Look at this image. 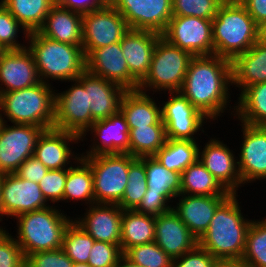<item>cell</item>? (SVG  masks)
Returning a JSON list of instances; mask_svg holds the SVG:
<instances>
[{
    "mask_svg": "<svg viewBox=\"0 0 266 267\" xmlns=\"http://www.w3.org/2000/svg\"><path fill=\"white\" fill-rule=\"evenodd\" d=\"M231 86V61L215 54L200 55L190 60L179 92L216 124L226 112H231L230 118H234L236 105L229 104L232 101Z\"/></svg>",
    "mask_w": 266,
    "mask_h": 267,
    "instance_id": "obj_1",
    "label": "cell"
},
{
    "mask_svg": "<svg viewBox=\"0 0 266 267\" xmlns=\"http://www.w3.org/2000/svg\"><path fill=\"white\" fill-rule=\"evenodd\" d=\"M239 197L238 193H231L217 207L208 229L198 240V245L217 260L241 259L244 254L252 219L243 214Z\"/></svg>",
    "mask_w": 266,
    "mask_h": 267,
    "instance_id": "obj_2",
    "label": "cell"
},
{
    "mask_svg": "<svg viewBox=\"0 0 266 267\" xmlns=\"http://www.w3.org/2000/svg\"><path fill=\"white\" fill-rule=\"evenodd\" d=\"M27 48L34 57L38 75L42 82H69L76 80L86 70V57L82 45H70L31 32ZM51 81V82H50Z\"/></svg>",
    "mask_w": 266,
    "mask_h": 267,
    "instance_id": "obj_3",
    "label": "cell"
},
{
    "mask_svg": "<svg viewBox=\"0 0 266 267\" xmlns=\"http://www.w3.org/2000/svg\"><path fill=\"white\" fill-rule=\"evenodd\" d=\"M73 217L51 204L50 206L26 212L16 216V234L11 236L16 240L23 255L52 251L62 248L63 235L66 227L73 220Z\"/></svg>",
    "mask_w": 266,
    "mask_h": 267,
    "instance_id": "obj_4",
    "label": "cell"
},
{
    "mask_svg": "<svg viewBox=\"0 0 266 267\" xmlns=\"http://www.w3.org/2000/svg\"><path fill=\"white\" fill-rule=\"evenodd\" d=\"M214 54L232 61L259 39V26L238 1L222 3L212 19Z\"/></svg>",
    "mask_w": 266,
    "mask_h": 267,
    "instance_id": "obj_5",
    "label": "cell"
},
{
    "mask_svg": "<svg viewBox=\"0 0 266 267\" xmlns=\"http://www.w3.org/2000/svg\"><path fill=\"white\" fill-rule=\"evenodd\" d=\"M55 88L41 81L32 87L1 93L0 121L45 130L54 128Z\"/></svg>",
    "mask_w": 266,
    "mask_h": 267,
    "instance_id": "obj_6",
    "label": "cell"
},
{
    "mask_svg": "<svg viewBox=\"0 0 266 267\" xmlns=\"http://www.w3.org/2000/svg\"><path fill=\"white\" fill-rule=\"evenodd\" d=\"M192 57L189 52L160 37L152 54L149 73L139 84L138 90L152 95L179 92Z\"/></svg>",
    "mask_w": 266,
    "mask_h": 267,
    "instance_id": "obj_7",
    "label": "cell"
},
{
    "mask_svg": "<svg viewBox=\"0 0 266 267\" xmlns=\"http://www.w3.org/2000/svg\"><path fill=\"white\" fill-rule=\"evenodd\" d=\"M91 167L95 203L118 204L128 182L130 163L135 159L129 153L81 156Z\"/></svg>",
    "mask_w": 266,
    "mask_h": 267,
    "instance_id": "obj_8",
    "label": "cell"
},
{
    "mask_svg": "<svg viewBox=\"0 0 266 267\" xmlns=\"http://www.w3.org/2000/svg\"><path fill=\"white\" fill-rule=\"evenodd\" d=\"M165 94L169 95L168 99L160 101V104H162L161 114L167 139L200 141L198 136L201 138V134L206 133L204 125L207 126L208 123L211 125L213 122L180 92H165Z\"/></svg>",
    "mask_w": 266,
    "mask_h": 267,
    "instance_id": "obj_9",
    "label": "cell"
},
{
    "mask_svg": "<svg viewBox=\"0 0 266 267\" xmlns=\"http://www.w3.org/2000/svg\"><path fill=\"white\" fill-rule=\"evenodd\" d=\"M128 30L124 17L110 3L82 14V47L85 57L94 49L120 42Z\"/></svg>",
    "mask_w": 266,
    "mask_h": 267,
    "instance_id": "obj_10",
    "label": "cell"
},
{
    "mask_svg": "<svg viewBox=\"0 0 266 267\" xmlns=\"http://www.w3.org/2000/svg\"><path fill=\"white\" fill-rule=\"evenodd\" d=\"M69 83L65 91H59L57 88L55 90L54 128L72 132L81 137L95 120L91 117L88 92L84 86L77 79Z\"/></svg>",
    "mask_w": 266,
    "mask_h": 267,
    "instance_id": "obj_11",
    "label": "cell"
},
{
    "mask_svg": "<svg viewBox=\"0 0 266 267\" xmlns=\"http://www.w3.org/2000/svg\"><path fill=\"white\" fill-rule=\"evenodd\" d=\"M161 37L192 56L214 54L212 20L209 19L172 16Z\"/></svg>",
    "mask_w": 266,
    "mask_h": 267,
    "instance_id": "obj_12",
    "label": "cell"
},
{
    "mask_svg": "<svg viewBox=\"0 0 266 267\" xmlns=\"http://www.w3.org/2000/svg\"><path fill=\"white\" fill-rule=\"evenodd\" d=\"M44 128L35 125L0 121V174L15 173L19 166L34 155Z\"/></svg>",
    "mask_w": 266,
    "mask_h": 267,
    "instance_id": "obj_13",
    "label": "cell"
},
{
    "mask_svg": "<svg viewBox=\"0 0 266 267\" xmlns=\"http://www.w3.org/2000/svg\"><path fill=\"white\" fill-rule=\"evenodd\" d=\"M129 29L162 34L172 18V0H108Z\"/></svg>",
    "mask_w": 266,
    "mask_h": 267,
    "instance_id": "obj_14",
    "label": "cell"
},
{
    "mask_svg": "<svg viewBox=\"0 0 266 267\" xmlns=\"http://www.w3.org/2000/svg\"><path fill=\"white\" fill-rule=\"evenodd\" d=\"M238 125L242 127L240 154L237 153L242 184L245 186L257 180L266 181V126H254L242 122Z\"/></svg>",
    "mask_w": 266,
    "mask_h": 267,
    "instance_id": "obj_15",
    "label": "cell"
},
{
    "mask_svg": "<svg viewBox=\"0 0 266 267\" xmlns=\"http://www.w3.org/2000/svg\"><path fill=\"white\" fill-rule=\"evenodd\" d=\"M1 207L5 220L46 208V201L38 183L20 178L15 173L2 174Z\"/></svg>",
    "mask_w": 266,
    "mask_h": 267,
    "instance_id": "obj_16",
    "label": "cell"
},
{
    "mask_svg": "<svg viewBox=\"0 0 266 267\" xmlns=\"http://www.w3.org/2000/svg\"><path fill=\"white\" fill-rule=\"evenodd\" d=\"M90 134L88 149L81 156L98 154L129 153V128L121 111L109 118L95 121L81 136V142L87 141ZM87 135V136H86Z\"/></svg>",
    "mask_w": 266,
    "mask_h": 267,
    "instance_id": "obj_17",
    "label": "cell"
},
{
    "mask_svg": "<svg viewBox=\"0 0 266 267\" xmlns=\"http://www.w3.org/2000/svg\"><path fill=\"white\" fill-rule=\"evenodd\" d=\"M208 138L204 147L199 143L198 159L228 192L238 193L244 186L238 171L236 152L233 151L236 148L230 149V146L216 136Z\"/></svg>",
    "mask_w": 266,
    "mask_h": 267,
    "instance_id": "obj_18",
    "label": "cell"
},
{
    "mask_svg": "<svg viewBox=\"0 0 266 267\" xmlns=\"http://www.w3.org/2000/svg\"><path fill=\"white\" fill-rule=\"evenodd\" d=\"M80 141L81 137L75 133L55 128L47 129L37 140L34 156L49 170L70 168L81 157L79 151L75 152L77 147L72 145Z\"/></svg>",
    "mask_w": 266,
    "mask_h": 267,
    "instance_id": "obj_19",
    "label": "cell"
},
{
    "mask_svg": "<svg viewBox=\"0 0 266 267\" xmlns=\"http://www.w3.org/2000/svg\"><path fill=\"white\" fill-rule=\"evenodd\" d=\"M86 71L128 90H138L139 83L130 75L120 42L94 49L86 56Z\"/></svg>",
    "mask_w": 266,
    "mask_h": 267,
    "instance_id": "obj_20",
    "label": "cell"
},
{
    "mask_svg": "<svg viewBox=\"0 0 266 267\" xmlns=\"http://www.w3.org/2000/svg\"><path fill=\"white\" fill-rule=\"evenodd\" d=\"M83 215L73 221L95 241L120 245L123 209L117 204L94 203L86 207Z\"/></svg>",
    "mask_w": 266,
    "mask_h": 267,
    "instance_id": "obj_21",
    "label": "cell"
},
{
    "mask_svg": "<svg viewBox=\"0 0 266 267\" xmlns=\"http://www.w3.org/2000/svg\"><path fill=\"white\" fill-rule=\"evenodd\" d=\"M39 82L34 57L27 47L7 50L0 58V94L32 87Z\"/></svg>",
    "mask_w": 266,
    "mask_h": 267,
    "instance_id": "obj_22",
    "label": "cell"
},
{
    "mask_svg": "<svg viewBox=\"0 0 266 267\" xmlns=\"http://www.w3.org/2000/svg\"><path fill=\"white\" fill-rule=\"evenodd\" d=\"M77 80L88 92V107L95 121L109 118L120 111L122 98L127 92L125 88L86 70Z\"/></svg>",
    "mask_w": 266,
    "mask_h": 267,
    "instance_id": "obj_23",
    "label": "cell"
},
{
    "mask_svg": "<svg viewBox=\"0 0 266 267\" xmlns=\"http://www.w3.org/2000/svg\"><path fill=\"white\" fill-rule=\"evenodd\" d=\"M227 197L178 194L172 209L199 240L208 229L217 207Z\"/></svg>",
    "mask_w": 266,
    "mask_h": 267,
    "instance_id": "obj_24",
    "label": "cell"
},
{
    "mask_svg": "<svg viewBox=\"0 0 266 267\" xmlns=\"http://www.w3.org/2000/svg\"><path fill=\"white\" fill-rule=\"evenodd\" d=\"M154 242L171 259L182 256L198 245V239L189 231L173 209L155 216Z\"/></svg>",
    "mask_w": 266,
    "mask_h": 267,
    "instance_id": "obj_25",
    "label": "cell"
},
{
    "mask_svg": "<svg viewBox=\"0 0 266 267\" xmlns=\"http://www.w3.org/2000/svg\"><path fill=\"white\" fill-rule=\"evenodd\" d=\"M161 34L148 30L129 29L120 45L130 75L140 84L150 70L152 54Z\"/></svg>",
    "mask_w": 266,
    "mask_h": 267,
    "instance_id": "obj_26",
    "label": "cell"
},
{
    "mask_svg": "<svg viewBox=\"0 0 266 267\" xmlns=\"http://www.w3.org/2000/svg\"><path fill=\"white\" fill-rule=\"evenodd\" d=\"M232 87L239 94L249 86L266 82V42L259 39L231 61ZM236 87V88H235Z\"/></svg>",
    "mask_w": 266,
    "mask_h": 267,
    "instance_id": "obj_27",
    "label": "cell"
},
{
    "mask_svg": "<svg viewBox=\"0 0 266 267\" xmlns=\"http://www.w3.org/2000/svg\"><path fill=\"white\" fill-rule=\"evenodd\" d=\"M37 32L70 45H82V14L53 5Z\"/></svg>",
    "mask_w": 266,
    "mask_h": 267,
    "instance_id": "obj_28",
    "label": "cell"
},
{
    "mask_svg": "<svg viewBox=\"0 0 266 267\" xmlns=\"http://www.w3.org/2000/svg\"><path fill=\"white\" fill-rule=\"evenodd\" d=\"M149 95L139 90H128L124 94L120 111L126 119L129 131L150 125H164L159 99L155 101V96Z\"/></svg>",
    "mask_w": 266,
    "mask_h": 267,
    "instance_id": "obj_29",
    "label": "cell"
},
{
    "mask_svg": "<svg viewBox=\"0 0 266 267\" xmlns=\"http://www.w3.org/2000/svg\"><path fill=\"white\" fill-rule=\"evenodd\" d=\"M155 241V216L135 210H123L121 218L120 247L124 253L128 248Z\"/></svg>",
    "mask_w": 266,
    "mask_h": 267,
    "instance_id": "obj_30",
    "label": "cell"
},
{
    "mask_svg": "<svg viewBox=\"0 0 266 267\" xmlns=\"http://www.w3.org/2000/svg\"><path fill=\"white\" fill-rule=\"evenodd\" d=\"M73 204L78 202L85 206L95 203L93 190V173L90 165L80 157L75 165L68 168L67 179L63 192V202ZM81 201V202H80Z\"/></svg>",
    "mask_w": 266,
    "mask_h": 267,
    "instance_id": "obj_31",
    "label": "cell"
},
{
    "mask_svg": "<svg viewBox=\"0 0 266 267\" xmlns=\"http://www.w3.org/2000/svg\"><path fill=\"white\" fill-rule=\"evenodd\" d=\"M233 120L254 126H266V82L246 87L235 100Z\"/></svg>",
    "mask_w": 266,
    "mask_h": 267,
    "instance_id": "obj_32",
    "label": "cell"
},
{
    "mask_svg": "<svg viewBox=\"0 0 266 267\" xmlns=\"http://www.w3.org/2000/svg\"><path fill=\"white\" fill-rule=\"evenodd\" d=\"M178 194L202 196H229L219 181L198 159L180 174V192Z\"/></svg>",
    "mask_w": 266,
    "mask_h": 267,
    "instance_id": "obj_33",
    "label": "cell"
},
{
    "mask_svg": "<svg viewBox=\"0 0 266 267\" xmlns=\"http://www.w3.org/2000/svg\"><path fill=\"white\" fill-rule=\"evenodd\" d=\"M193 140L167 139L155 157L167 170L182 173L194 164L199 156V144Z\"/></svg>",
    "mask_w": 266,
    "mask_h": 267,
    "instance_id": "obj_34",
    "label": "cell"
},
{
    "mask_svg": "<svg viewBox=\"0 0 266 267\" xmlns=\"http://www.w3.org/2000/svg\"><path fill=\"white\" fill-rule=\"evenodd\" d=\"M8 11L29 32L37 31L43 24L53 0H0Z\"/></svg>",
    "mask_w": 266,
    "mask_h": 267,
    "instance_id": "obj_35",
    "label": "cell"
},
{
    "mask_svg": "<svg viewBox=\"0 0 266 267\" xmlns=\"http://www.w3.org/2000/svg\"><path fill=\"white\" fill-rule=\"evenodd\" d=\"M165 125H150L129 131V154L135 158L152 157L166 143Z\"/></svg>",
    "mask_w": 266,
    "mask_h": 267,
    "instance_id": "obj_36",
    "label": "cell"
},
{
    "mask_svg": "<svg viewBox=\"0 0 266 267\" xmlns=\"http://www.w3.org/2000/svg\"><path fill=\"white\" fill-rule=\"evenodd\" d=\"M128 182L122 200L117 204L123 210H135L140 204L148 185L145 157L135 158L129 165Z\"/></svg>",
    "mask_w": 266,
    "mask_h": 267,
    "instance_id": "obj_37",
    "label": "cell"
},
{
    "mask_svg": "<svg viewBox=\"0 0 266 267\" xmlns=\"http://www.w3.org/2000/svg\"><path fill=\"white\" fill-rule=\"evenodd\" d=\"M241 260L250 267H266V216L252 219Z\"/></svg>",
    "mask_w": 266,
    "mask_h": 267,
    "instance_id": "obj_38",
    "label": "cell"
},
{
    "mask_svg": "<svg viewBox=\"0 0 266 267\" xmlns=\"http://www.w3.org/2000/svg\"><path fill=\"white\" fill-rule=\"evenodd\" d=\"M95 240L73 220L66 227L62 249L74 263H88Z\"/></svg>",
    "mask_w": 266,
    "mask_h": 267,
    "instance_id": "obj_39",
    "label": "cell"
},
{
    "mask_svg": "<svg viewBox=\"0 0 266 267\" xmlns=\"http://www.w3.org/2000/svg\"><path fill=\"white\" fill-rule=\"evenodd\" d=\"M148 188L155 192H180V173L167 170L155 157H145Z\"/></svg>",
    "mask_w": 266,
    "mask_h": 267,
    "instance_id": "obj_40",
    "label": "cell"
},
{
    "mask_svg": "<svg viewBox=\"0 0 266 267\" xmlns=\"http://www.w3.org/2000/svg\"><path fill=\"white\" fill-rule=\"evenodd\" d=\"M22 33L23 42H19L18 34ZM29 32L8 11L0 1V44L7 50H19L27 47Z\"/></svg>",
    "mask_w": 266,
    "mask_h": 267,
    "instance_id": "obj_41",
    "label": "cell"
},
{
    "mask_svg": "<svg viewBox=\"0 0 266 267\" xmlns=\"http://www.w3.org/2000/svg\"><path fill=\"white\" fill-rule=\"evenodd\" d=\"M123 255L141 267H172L173 262L155 242L130 247Z\"/></svg>",
    "mask_w": 266,
    "mask_h": 267,
    "instance_id": "obj_42",
    "label": "cell"
},
{
    "mask_svg": "<svg viewBox=\"0 0 266 267\" xmlns=\"http://www.w3.org/2000/svg\"><path fill=\"white\" fill-rule=\"evenodd\" d=\"M221 4L218 0H172V14L212 20Z\"/></svg>",
    "mask_w": 266,
    "mask_h": 267,
    "instance_id": "obj_43",
    "label": "cell"
},
{
    "mask_svg": "<svg viewBox=\"0 0 266 267\" xmlns=\"http://www.w3.org/2000/svg\"><path fill=\"white\" fill-rule=\"evenodd\" d=\"M68 168L59 170H48L39 181L40 190L46 201L51 205H59L63 201V192L67 179ZM57 203V204H56Z\"/></svg>",
    "mask_w": 266,
    "mask_h": 267,
    "instance_id": "obj_44",
    "label": "cell"
},
{
    "mask_svg": "<svg viewBox=\"0 0 266 267\" xmlns=\"http://www.w3.org/2000/svg\"><path fill=\"white\" fill-rule=\"evenodd\" d=\"M177 195V192H155L147 190L135 211L152 216L166 213L172 209V203Z\"/></svg>",
    "mask_w": 266,
    "mask_h": 267,
    "instance_id": "obj_45",
    "label": "cell"
},
{
    "mask_svg": "<svg viewBox=\"0 0 266 267\" xmlns=\"http://www.w3.org/2000/svg\"><path fill=\"white\" fill-rule=\"evenodd\" d=\"M25 263L22 249L6 226L0 224V267H25Z\"/></svg>",
    "mask_w": 266,
    "mask_h": 267,
    "instance_id": "obj_46",
    "label": "cell"
},
{
    "mask_svg": "<svg viewBox=\"0 0 266 267\" xmlns=\"http://www.w3.org/2000/svg\"><path fill=\"white\" fill-rule=\"evenodd\" d=\"M89 255L88 264L91 267H115L123 252L120 245L95 241Z\"/></svg>",
    "mask_w": 266,
    "mask_h": 267,
    "instance_id": "obj_47",
    "label": "cell"
},
{
    "mask_svg": "<svg viewBox=\"0 0 266 267\" xmlns=\"http://www.w3.org/2000/svg\"><path fill=\"white\" fill-rule=\"evenodd\" d=\"M73 263L64 250L60 248L28 255L25 267H72Z\"/></svg>",
    "mask_w": 266,
    "mask_h": 267,
    "instance_id": "obj_48",
    "label": "cell"
},
{
    "mask_svg": "<svg viewBox=\"0 0 266 267\" xmlns=\"http://www.w3.org/2000/svg\"><path fill=\"white\" fill-rule=\"evenodd\" d=\"M217 259L197 245L182 256L173 259L172 267H214Z\"/></svg>",
    "mask_w": 266,
    "mask_h": 267,
    "instance_id": "obj_49",
    "label": "cell"
},
{
    "mask_svg": "<svg viewBox=\"0 0 266 267\" xmlns=\"http://www.w3.org/2000/svg\"><path fill=\"white\" fill-rule=\"evenodd\" d=\"M49 169L35 156L26 159L15 172L22 179L39 183Z\"/></svg>",
    "mask_w": 266,
    "mask_h": 267,
    "instance_id": "obj_50",
    "label": "cell"
},
{
    "mask_svg": "<svg viewBox=\"0 0 266 267\" xmlns=\"http://www.w3.org/2000/svg\"><path fill=\"white\" fill-rule=\"evenodd\" d=\"M108 0H53L54 5L75 11L80 14L89 13L104 7Z\"/></svg>",
    "mask_w": 266,
    "mask_h": 267,
    "instance_id": "obj_51",
    "label": "cell"
},
{
    "mask_svg": "<svg viewBox=\"0 0 266 267\" xmlns=\"http://www.w3.org/2000/svg\"><path fill=\"white\" fill-rule=\"evenodd\" d=\"M260 27L266 22V0H238Z\"/></svg>",
    "mask_w": 266,
    "mask_h": 267,
    "instance_id": "obj_52",
    "label": "cell"
},
{
    "mask_svg": "<svg viewBox=\"0 0 266 267\" xmlns=\"http://www.w3.org/2000/svg\"><path fill=\"white\" fill-rule=\"evenodd\" d=\"M214 267H250L241 259L217 260Z\"/></svg>",
    "mask_w": 266,
    "mask_h": 267,
    "instance_id": "obj_53",
    "label": "cell"
},
{
    "mask_svg": "<svg viewBox=\"0 0 266 267\" xmlns=\"http://www.w3.org/2000/svg\"><path fill=\"white\" fill-rule=\"evenodd\" d=\"M115 267H141L140 265L132 263L129 259H127L124 255L117 262Z\"/></svg>",
    "mask_w": 266,
    "mask_h": 267,
    "instance_id": "obj_54",
    "label": "cell"
},
{
    "mask_svg": "<svg viewBox=\"0 0 266 267\" xmlns=\"http://www.w3.org/2000/svg\"><path fill=\"white\" fill-rule=\"evenodd\" d=\"M260 39L266 42V22L259 27Z\"/></svg>",
    "mask_w": 266,
    "mask_h": 267,
    "instance_id": "obj_55",
    "label": "cell"
},
{
    "mask_svg": "<svg viewBox=\"0 0 266 267\" xmlns=\"http://www.w3.org/2000/svg\"><path fill=\"white\" fill-rule=\"evenodd\" d=\"M1 184H2V174H0V193H1ZM3 218H4V215L2 213L1 196H0V223H2V221H4Z\"/></svg>",
    "mask_w": 266,
    "mask_h": 267,
    "instance_id": "obj_56",
    "label": "cell"
},
{
    "mask_svg": "<svg viewBox=\"0 0 266 267\" xmlns=\"http://www.w3.org/2000/svg\"><path fill=\"white\" fill-rule=\"evenodd\" d=\"M72 267H91L88 263H73Z\"/></svg>",
    "mask_w": 266,
    "mask_h": 267,
    "instance_id": "obj_57",
    "label": "cell"
},
{
    "mask_svg": "<svg viewBox=\"0 0 266 267\" xmlns=\"http://www.w3.org/2000/svg\"><path fill=\"white\" fill-rule=\"evenodd\" d=\"M6 51L7 49L0 44V58L4 55Z\"/></svg>",
    "mask_w": 266,
    "mask_h": 267,
    "instance_id": "obj_58",
    "label": "cell"
},
{
    "mask_svg": "<svg viewBox=\"0 0 266 267\" xmlns=\"http://www.w3.org/2000/svg\"><path fill=\"white\" fill-rule=\"evenodd\" d=\"M218 1H220L221 3H230V2L235 1V0H218Z\"/></svg>",
    "mask_w": 266,
    "mask_h": 267,
    "instance_id": "obj_59",
    "label": "cell"
}]
</instances>
